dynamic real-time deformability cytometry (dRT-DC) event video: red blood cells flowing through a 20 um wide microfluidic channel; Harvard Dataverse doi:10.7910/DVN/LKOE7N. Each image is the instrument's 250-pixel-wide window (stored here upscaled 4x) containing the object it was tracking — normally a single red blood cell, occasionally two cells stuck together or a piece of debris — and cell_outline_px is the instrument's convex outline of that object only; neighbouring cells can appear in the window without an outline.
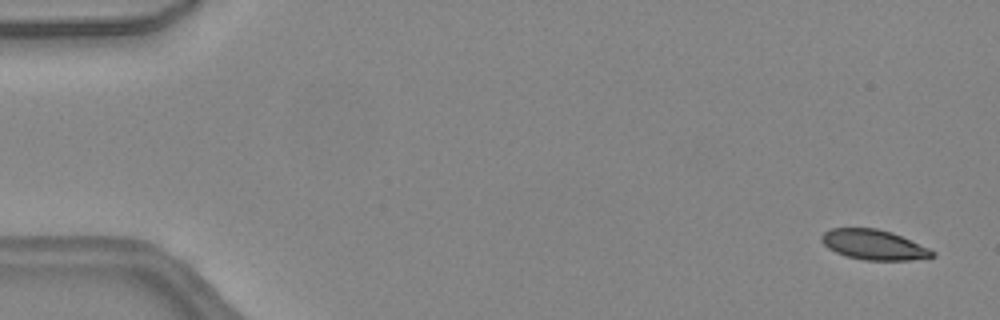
{"species": "common noctule bat (a hibernating species)", "species_latin": "Nyctalus noctula", "temperature_condition": "warm", "stored_images_in_passage": 46, "camera_frame_rate_fps": 3000, "um_per_image_px": 0.085, "animal": {"sex": "female", "body_mass_g": 24.6, "forearm_length_mm": 56.2}, "frame": {"image": 1, "passage_image": 2, "time_ms": 0.333, "image_size_px": [1000, 320], "cell_outline_px": [[936, 256], [912, 260], [864, 260], [848, 256], [836, 252], [828, 248], [820, 240], [820, 236], [824, 232], [832, 228], [876, 228], [892, 232], [928, 248], [936, 252]], "centroid_in_image_um": [74.26, 20.8], "position_along_channel_um": 10.7, "area_um2": 19.31}}
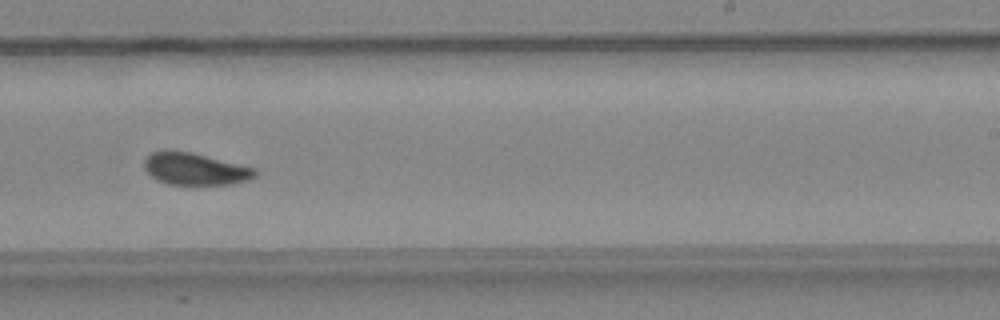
{"frame": {"image": 2, "passage_image": 29, "time_ms": 9.333, "image_size_px": [1000, 320], "cell_outline_px": [[256, 176], [248, 180], [232, 184], [168, 184], [156, 180], [144, 168], [144, 160], [152, 152], [192, 152], [256, 168]], "centroid_in_image_um": [16.61, 14.38], "position_along_channel_um": 272.4, "area_um2": 20.35}}
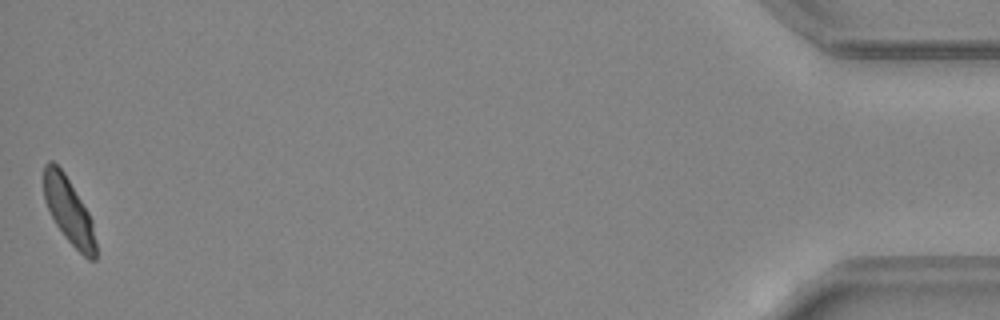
{"frame": {"image": 3, "passage_image": 46, "time_ms": 15.0, "image_size_px": [1000, 320], "cell_outline_px": [[96, 260], [88, 260], [64, 236], [56, 224], [44, 200], [44, 164], [48, 160], [52, 160], [64, 172], [88, 212], [92, 220], [96, 244]], "centroid_in_image_um": [5.85, 17.91], "position_along_channel_um": 429.4, "area_um2": 19.77}, "authors_computed_cell_mechanics": {"area_um2": 20.8658, "velocity_mm_per_s": 4.4785, "shape_relaxation_time_tau1_ms": 4.3574, "shape_relaxation_time_tau2_ms": 1.906, "deformation_change_tau1": 0.1292, "deformation_change_tau2": 0.0572}}